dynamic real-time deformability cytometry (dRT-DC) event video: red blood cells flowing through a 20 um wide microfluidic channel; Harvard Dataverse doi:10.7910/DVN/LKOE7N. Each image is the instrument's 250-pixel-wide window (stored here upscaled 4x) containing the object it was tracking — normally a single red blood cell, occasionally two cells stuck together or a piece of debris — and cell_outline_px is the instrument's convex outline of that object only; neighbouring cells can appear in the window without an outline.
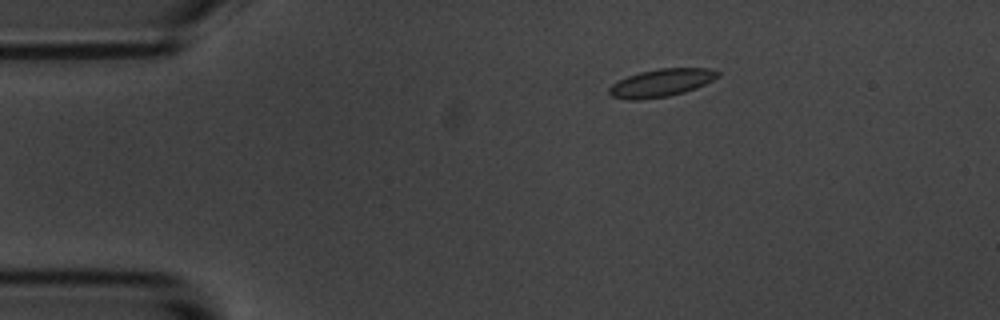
{"species": "common noctule bat (a hibernating species)", "species_latin": "Nyctalus noctula", "temperature_condition": "room temperature", "stored_images_in_passage": 5, "camera_frame_rate_fps": 3000, "um_per_image_px": 0.085, "animal": {"sex": "male", "body_mass_g": 20.1, "forearm_length_mm": 53.5}, "frame": {"image": 1, "passage_image": 2, "time_ms": 2.0, "image_size_px": [1000, 320], "cell_outline_px": [[720, 76], [696, 88], [684, 92], [668, 96], [636, 100], [628, 100], [612, 96], [608, 92], [608, 88], [612, 84], [628, 76], [640, 72], [660, 68], [708, 68], [720, 72]], "centroid_in_image_um": [56.21, 7.04], "position_along_channel_um": 28.8, "area_um2": 17.46}}
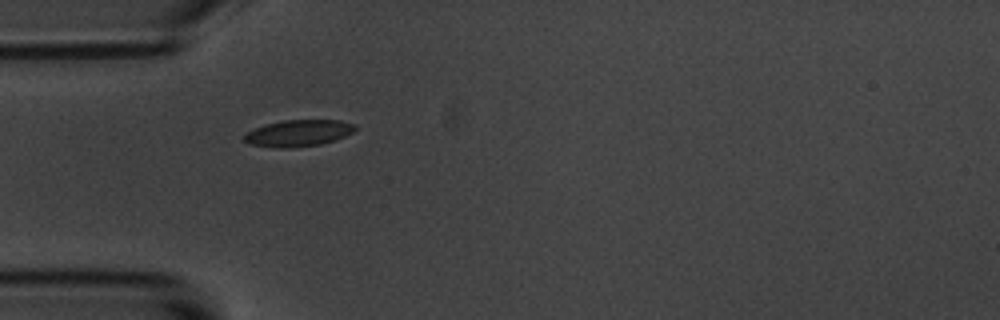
{"frame": {"image": 2, "passage_image": 4, "time_ms": 4.333, "image_size_px": [1000, 320], "cell_outline_px": [[356, 128], [352, 132], [344, 136], [320, 144], [288, 148], [276, 148], [248, 144], [244, 140], [244, 136], [248, 132], [264, 124], [284, 120], [340, 120], [356, 124]], "centroid_in_image_um": [25.34, 11.31], "position_along_channel_um": 59.7, "area_um2": 17.05}}